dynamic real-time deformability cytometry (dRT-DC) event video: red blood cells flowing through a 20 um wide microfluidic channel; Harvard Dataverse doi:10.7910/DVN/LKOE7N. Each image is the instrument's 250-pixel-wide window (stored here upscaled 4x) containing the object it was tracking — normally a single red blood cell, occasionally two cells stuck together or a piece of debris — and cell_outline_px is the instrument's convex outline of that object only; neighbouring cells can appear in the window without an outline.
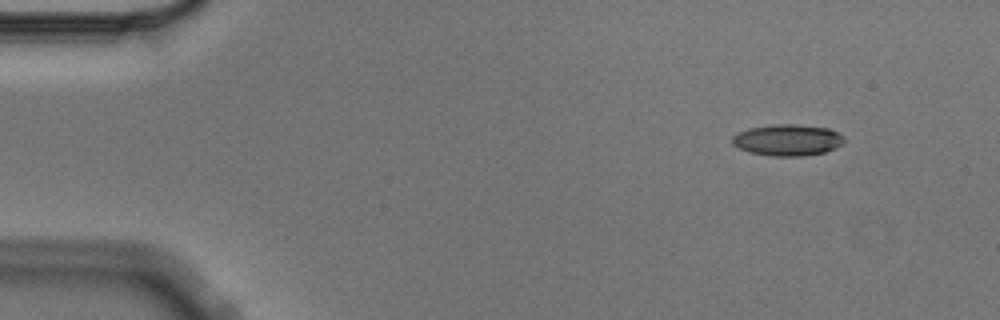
{"species": "Egyptian fruit bat (a non-hibernating species)", "species_latin": "Rousettus aegyptiacus", "temperature_condition": "cold", "stored_images_in_passage": 3, "camera_frame_rate_fps": 3000, "um_per_image_px": 0.085, "animal": {"sex": "male"}, "frame": {"image": 1, "passage_image": 1, "time_ms": 0.0, "image_size_px": [1000, 320], "cell_outline_px": [[844, 144], [836, 148], [824, 152], [804, 156], [768, 156], [748, 152], [732, 144], [732, 136], [748, 128], [772, 124], [796, 124], [828, 128], [844, 136]], "centroid_in_image_um": [66.95, 11.9], "position_along_channel_um": 18.1, "area_um2": 20.63}}
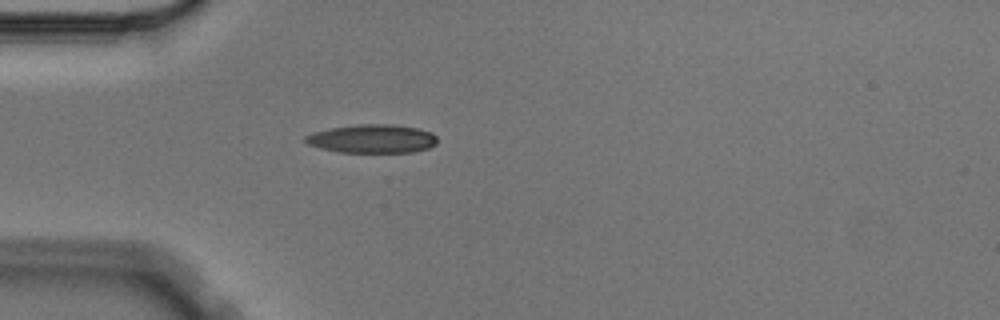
{"frame": {"image": 2, "passage_image": 3, "time_ms": 0.667, "image_size_px": [1000, 320], "cell_outline_px": [[436, 144], [428, 148], [412, 152], [340, 152], [308, 144], [304, 140], [304, 136], [312, 132], [332, 128], [360, 124], [392, 124], [416, 128], [432, 132], [436, 136]], "centroid_in_image_um": [31.66, 11.79], "position_along_channel_um": 53.3, "area_um2": 21.73}}